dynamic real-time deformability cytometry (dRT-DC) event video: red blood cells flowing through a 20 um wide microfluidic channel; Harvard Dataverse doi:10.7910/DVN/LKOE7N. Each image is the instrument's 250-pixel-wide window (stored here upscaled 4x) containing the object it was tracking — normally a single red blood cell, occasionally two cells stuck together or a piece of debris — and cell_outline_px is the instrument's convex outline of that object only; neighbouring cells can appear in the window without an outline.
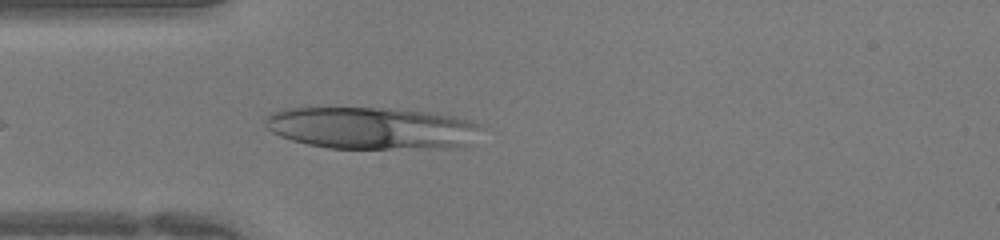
{"species": "human", "species_latin": "Homo sapiens", "temperature_condition": "warm", "stored_images_in_passage": 34, "camera_frame_rate_fps": 3000, "um_per_image_px": 0.085, "donor": {"sex": "female"}, "frame": {"image": 1, "passage_image": 2, "time_ms": 0.333, "image_size_px": [1000, 240], "cell_outline_px": [[484, 128], [472, 144], [456, 148], [328, 148], [308, 144], [292, 140], [280, 136], [272, 132], [264, 124], [264, 116], [272, 112], [284, 108], [388, 108], [428, 112], [456, 116], [480, 124]], "centroid_in_image_um": [31.64, 10.89], "position_along_channel_um": 53.4, "area_um2": 53.58}}
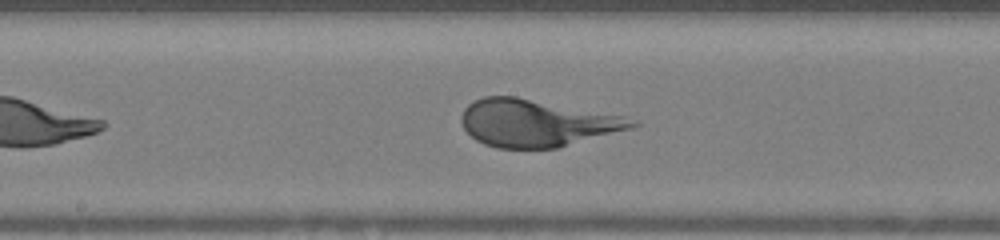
{"frame": {"image": 2, "passage_image": 12, "time_ms": 3.667, "image_size_px": [1000, 240], "cell_outline_px": [[640, 124], [632, 128], [556, 148], [496, 148], [484, 144], [476, 140], [464, 128], [460, 120], [460, 116], [464, 108], [468, 104], [484, 96], [516, 96], [624, 116], [640, 120]], "centroid_in_image_um": [45.61, 10.45], "position_along_channel_um": 202.6, "area_um2": 46.88}}
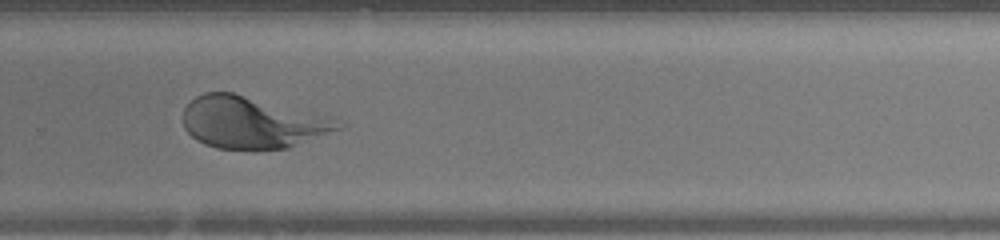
{"frame": {"image": 3, "passage_image": 19, "time_ms": 6.0, "image_size_px": [1000, 240], "cell_outline_px": [[344, 124], [340, 128], [288, 148], [216, 148], [204, 144], [196, 140], [184, 128], [184, 108], [196, 96], [204, 92], [232, 92], [332, 116]], "centroid_in_image_um": [21.43, 10.38], "position_along_channel_um": 308.4, "area_um2": 46.53}}